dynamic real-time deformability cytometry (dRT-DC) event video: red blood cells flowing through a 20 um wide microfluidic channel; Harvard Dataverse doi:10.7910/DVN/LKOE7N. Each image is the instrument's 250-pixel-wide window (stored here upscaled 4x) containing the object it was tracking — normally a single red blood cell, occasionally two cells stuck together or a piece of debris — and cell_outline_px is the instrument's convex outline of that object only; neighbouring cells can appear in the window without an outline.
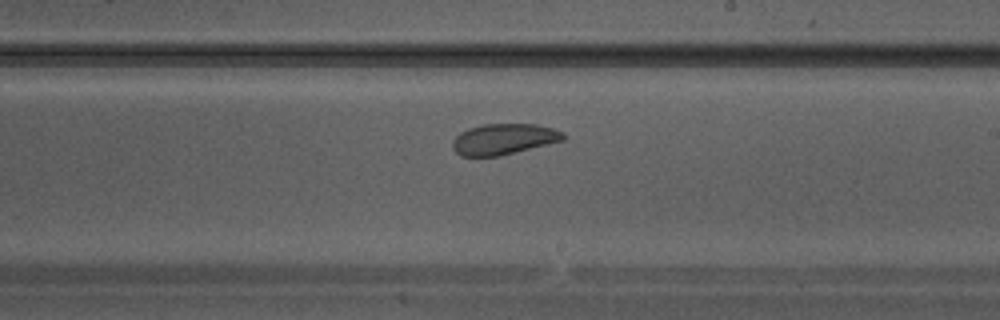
{"species": "Egyptian fruit bat (a non-hibernating species)", "species_latin": "Rousettus aegyptiacus", "temperature_condition": "warm", "stored_images_in_passage": 26, "camera_frame_rate_fps": 3000, "um_per_image_px": 0.085, "animal": {"sex": "male"}, "frame": {"image": 1, "passage_image": 12, "time_ms": 3.667, "image_size_px": [1000, 320], "cell_outline_px": [[564, 140], [500, 156], [460, 156], [452, 148], [452, 140], [460, 132], [468, 128], [484, 124], [536, 124], [552, 128], [564, 132]], "centroid_in_image_um": [42.79, 11.82], "position_along_channel_um": 246.2, "area_um2": 19.94}}